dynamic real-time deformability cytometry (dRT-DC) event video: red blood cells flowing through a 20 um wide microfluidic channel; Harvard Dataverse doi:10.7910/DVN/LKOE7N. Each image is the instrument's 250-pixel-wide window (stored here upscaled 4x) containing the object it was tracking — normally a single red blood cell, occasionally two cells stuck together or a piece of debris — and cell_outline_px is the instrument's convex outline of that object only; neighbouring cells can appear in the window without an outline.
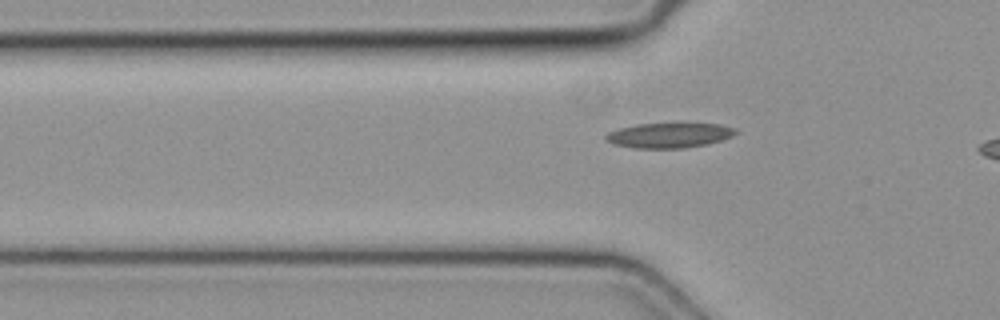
{"species": "common noctule bat (a hibernating species)", "species_latin": "Nyctalus noctula", "temperature_condition": "cold", "stored_images_in_passage": 4, "camera_frame_rate_fps": 3000, "um_per_image_px": 0.085, "animal": {"sex": "female", "body_mass_g": 19.3, "forearm_length_mm": 54.1}, "frame": {"image": 1, "passage_image": 4, "time_ms": 1.0, "image_size_px": [1000, 320], "cell_outline_px": [[736, 132], [732, 136], [708, 144], [684, 148], [636, 148], [612, 144], [604, 140], [604, 136], [608, 132], [620, 128], [636, 124], [720, 124], [736, 128]], "centroid_in_image_um": [56.84, 11.51], "position_along_channel_um": 69.0, "area_um2": 18.79}}